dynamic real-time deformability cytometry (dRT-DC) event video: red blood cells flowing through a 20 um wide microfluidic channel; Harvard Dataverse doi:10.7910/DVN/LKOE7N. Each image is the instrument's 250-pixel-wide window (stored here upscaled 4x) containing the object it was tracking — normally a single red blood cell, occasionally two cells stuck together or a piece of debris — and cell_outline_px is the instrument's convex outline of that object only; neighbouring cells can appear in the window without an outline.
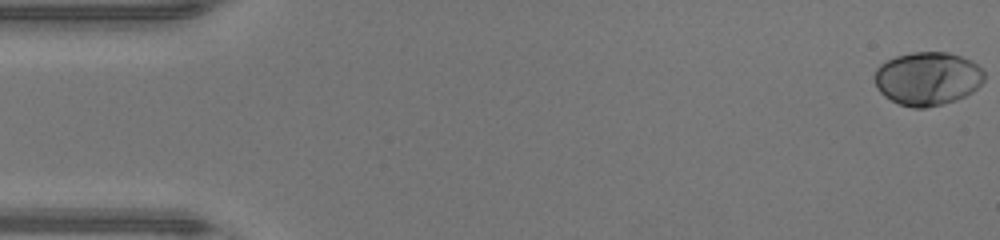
{"species": "human", "species_latin": "Homo sapiens", "temperature_condition": "warm", "stored_images_in_passage": 49, "camera_frame_rate_fps": 3000, "um_per_image_px": 0.085, "donor": {"sex": "male"}, "frame": {"image": 1, "passage_image": 1, "time_ms": 0.0, "image_size_px": [1000, 240], "cell_outline_px": [[984, 80], [972, 92], [956, 100], [924, 108], [912, 108], [900, 104], [884, 96], [876, 88], [872, 76], [876, 68], [880, 64], [896, 56], [912, 52], [948, 52], [972, 60], [984, 72]], "centroid_in_image_um": [78.8, 6.67], "position_along_channel_um": 6.2, "area_um2": 34.28}}
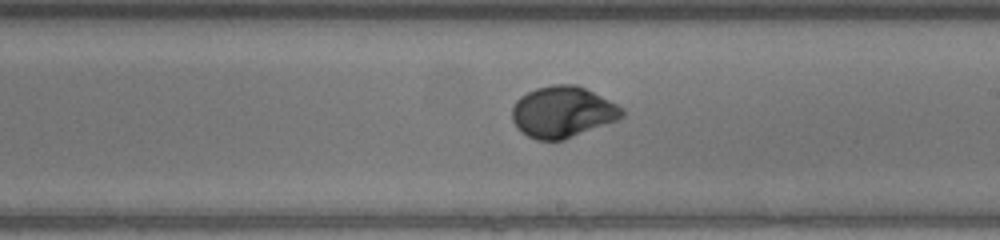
{"frame": {"image": 2, "passage_image": 28, "time_ms": 9.0, "image_size_px": [1000, 240], "cell_outline_px": [[624, 116], [616, 120], [564, 140], [536, 140], [520, 132], [516, 128], [512, 120], [512, 108], [516, 100], [520, 96], [536, 88], [552, 84], [576, 84], [624, 108]], "centroid_in_image_um": [47.78, 9.52], "position_along_channel_um": 241.2, "area_um2": 32.77}}
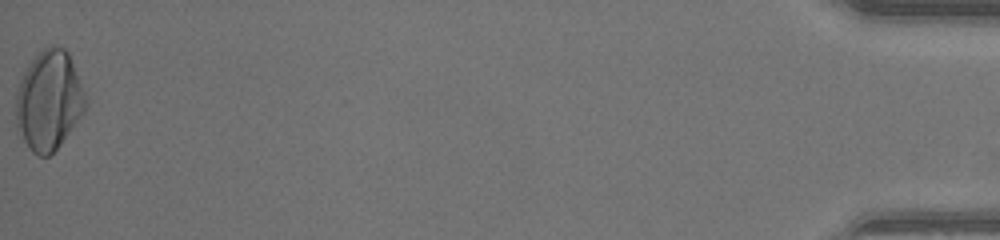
{"frame": {"image": 3, "passage_image": 49, "time_ms": 16.0, "image_size_px": [1000, 240], "cell_outline_px": [[84, 112], [60, 144], [48, 156], [36, 156], [32, 152], [24, 140], [16, 124], [16, 92], [20, 80], [24, 72], [32, 60], [44, 48], [52, 44], [56, 44], [64, 48], [68, 52], [84, 92]], "centroid_in_image_um": [4.13, 8.53], "position_along_channel_um": 431.1, "area_um2": 39.71}, "authors_computed_cell_mechanics": {"area_um2": 32.7726, "velocity_mm_per_s": 4.2865, "shape_relaxation_time_tau1_ms": 2.8539, "shape_relaxation_time_tau2_ms": null, "deformation_change_tau1": 0.1692, "deformation_change_tau2": null}}